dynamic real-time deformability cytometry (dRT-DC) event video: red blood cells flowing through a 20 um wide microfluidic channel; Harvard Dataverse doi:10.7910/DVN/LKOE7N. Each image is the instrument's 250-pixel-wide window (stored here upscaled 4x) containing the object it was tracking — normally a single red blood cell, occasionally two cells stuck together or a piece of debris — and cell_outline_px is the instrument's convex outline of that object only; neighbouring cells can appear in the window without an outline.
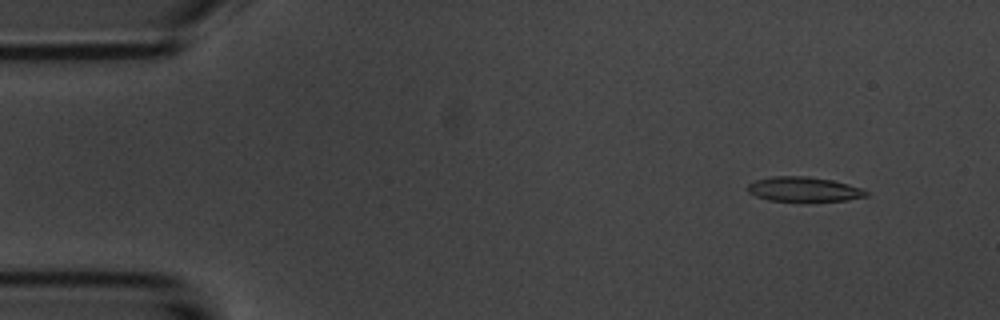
{"species": "common noctule bat (a hibernating species)", "species_latin": "Nyctalus noctula", "temperature_condition": "room temperature", "stored_images_in_passage": 50, "camera_frame_rate_fps": 3000, "um_per_image_px": 0.085, "animal": {"sex": "male", "body_mass_g": 20.1, "forearm_length_mm": 53.5}, "frame": {"image": 1, "passage_image": 1, "time_ms": 0.0, "image_size_px": [1000, 320], "cell_outline_px": [[868, 196], [848, 200], [808, 204], [768, 200], [756, 196], [748, 192], [748, 184], [756, 180], [772, 176], [808, 176], [832, 180], [848, 184], [860, 188], [868, 192]], "centroid_in_image_um": [68.34, 16.14], "position_along_channel_um": 16.7, "area_um2": 17.86}}
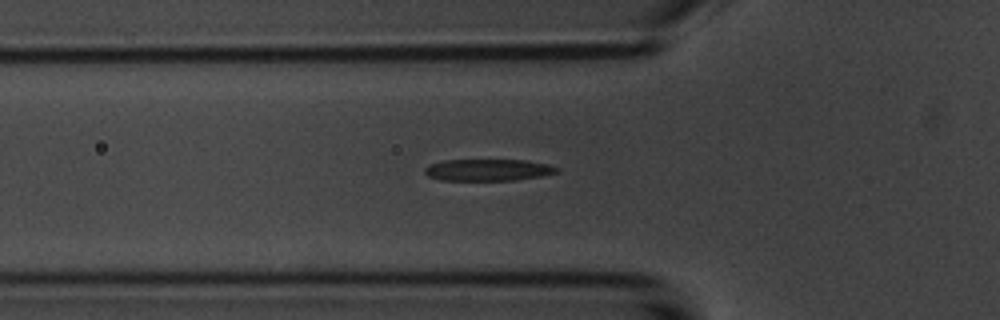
{"frame": {"image": 2, "passage_image": 14, "time_ms": 4.333, "image_size_px": [1000, 320], "cell_outline_px": [[560, 172], [540, 176], [516, 180], [440, 180], [428, 176], [424, 172], [424, 168], [428, 164], [444, 160], [524, 160], [548, 164], [560, 168]], "centroid_in_image_um": [41.48, 14.44], "position_along_channel_um": 84.3, "area_um2": 16.82}}
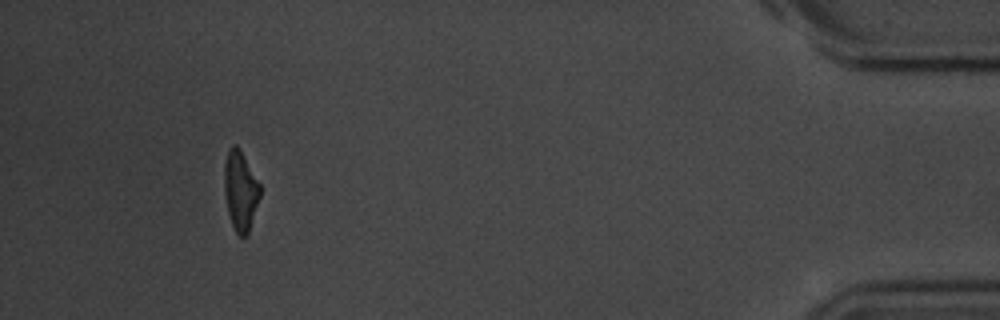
{"frame": {"image": 3, "passage_image": 46, "time_ms": 15.0, "image_size_px": [1000, 320], "cell_outline_px": [[260, 196], [248, 232], [244, 236], [240, 236], [236, 232], [232, 224], [228, 212], [224, 196], [224, 164], [228, 148], [232, 144], [236, 144], [240, 148], [260, 184]], "centroid_in_image_um": [20.42, 16.14], "position_along_channel_um": 414.8, "area_um2": 16.59}, "authors_computed_cell_mechanics": {"area_um2": 17.6868, "velocity_mm_per_s": 3.7219, "shape_relaxation_time_tau1_ms": 3.431, "shape_relaxation_time_tau2_ms": 3.2624, "deformation_change_tau1": 0.1706, "deformation_change_tau2": 0.1496}}